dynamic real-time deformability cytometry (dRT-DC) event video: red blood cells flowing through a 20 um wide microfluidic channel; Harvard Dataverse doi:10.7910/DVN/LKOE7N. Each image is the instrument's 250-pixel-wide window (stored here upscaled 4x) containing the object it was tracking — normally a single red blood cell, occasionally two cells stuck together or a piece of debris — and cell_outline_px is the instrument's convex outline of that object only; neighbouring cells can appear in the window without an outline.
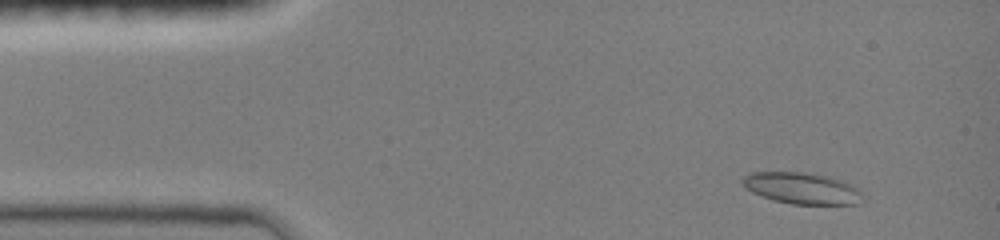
{"species": "common noctule bat (a hibernating species)", "species_latin": "Nyctalus noctula", "temperature_condition": "room temperature", "stored_images_in_passage": 47, "camera_frame_rate_fps": 3000, "um_per_image_px": 0.085, "animal": {"sex": "female", "body_mass_g": 19.0, "forearm_length_mm": 51.5}, "frame": {"image": 1, "passage_image": 5, "time_ms": 1.333, "image_size_px": [1000, 240], "cell_outline_px": [[864, 200], [860, 204], [792, 204], [772, 200], [752, 192], [740, 180], [748, 172], [804, 172], [828, 176], [852, 184], [860, 192]], "centroid_in_image_um": [68.17, 16.0], "position_along_channel_um": 16.8, "area_um2": 22.02}}
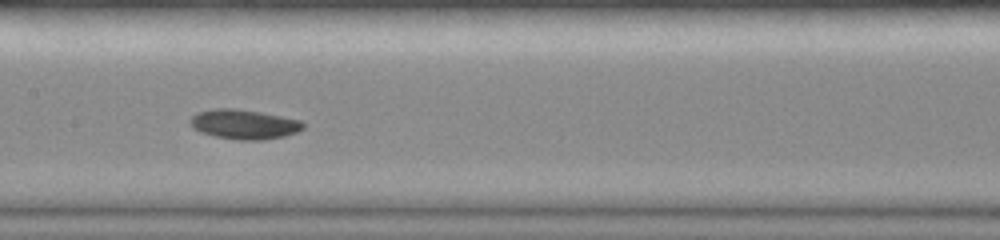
{"frame": {"image": 2, "passage_image": 24, "time_ms": 7.667, "image_size_px": [1000, 240], "cell_outline_px": [[304, 128], [296, 132], [284, 136], [260, 140], [240, 140], [216, 136], [200, 132], [192, 128], [188, 120], [196, 112], [212, 108], [232, 108], [260, 112], [300, 120], [304, 124]], "centroid_in_image_um": [20.69, 10.55], "position_along_channel_um": 186.7, "area_um2": 19.48}}
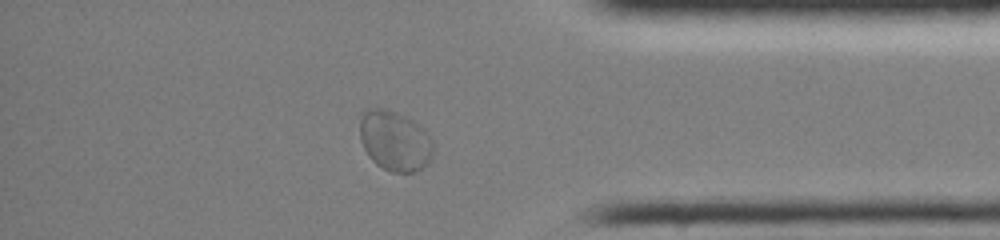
{"frame": {"image": 3, "passage_image": 41, "time_ms": 13.333, "image_size_px": [1000, 240], "cell_outline_px": [[432, 156], [428, 164], [416, 172], [392, 172], [376, 164], [368, 156], [360, 140], [360, 120], [364, 108], [384, 108], [404, 116], [412, 120], [424, 128], [432, 136]], "centroid_in_image_um": [33.56, 11.97], "position_along_channel_um": 401.6, "area_um2": 25.95}, "authors_computed_cell_mechanics": {"area_um2": 19.5364, "velocity_mm_per_s": 3.9476, "shape_relaxation_time_tau1_ms": 3.4659, "shape_relaxation_time_tau2_ms": 2.4827, "deformation_change_tau1": 0.1119, "deformation_change_tau2": 0.0454}}